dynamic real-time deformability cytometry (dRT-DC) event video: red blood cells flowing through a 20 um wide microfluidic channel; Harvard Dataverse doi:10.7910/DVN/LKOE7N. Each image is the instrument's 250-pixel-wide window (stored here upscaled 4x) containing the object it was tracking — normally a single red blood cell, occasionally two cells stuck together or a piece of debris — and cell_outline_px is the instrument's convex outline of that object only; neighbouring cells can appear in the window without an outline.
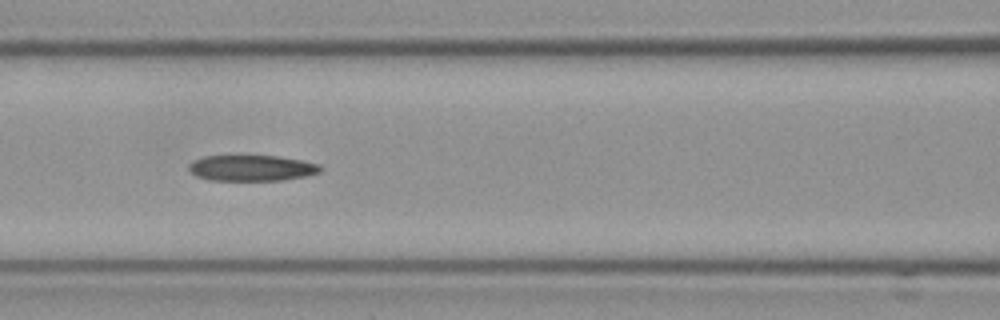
{"species": "Egyptian fruit bat (a non-hibernating species)", "species_latin": "Rousettus aegyptiacus", "temperature_condition": "cold", "stored_images_in_passage": 9, "camera_frame_rate_fps": 3000, "um_per_image_px": 0.085, "frame": {"image": 1, "passage_image": 6, "time_ms": 1.667, "image_size_px": [1000, 320], "cell_outline_px": [[324, 168], [320, 172], [304, 176], [280, 180], [208, 180], [196, 176], [188, 168], [188, 164], [192, 160], [204, 156], [276, 156], [300, 160], [320, 164]], "centroid_in_image_um": [21.37, 14.28], "position_along_channel_um": 145.2, "area_um2": 19.77}}
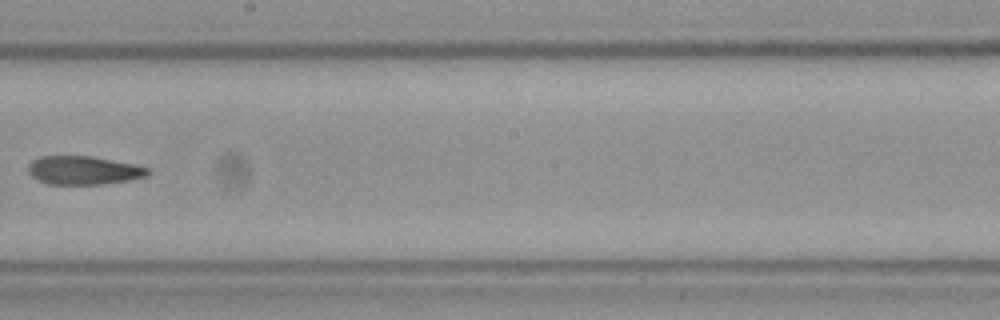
{"frame": {"image": 2, "passage_image": 8, "time_ms": 2.333, "image_size_px": [1000, 320], "cell_outline_px": [[148, 172], [144, 176], [128, 180], [100, 184], [48, 184], [32, 176], [28, 172], [28, 164], [32, 160], [40, 156], [92, 156], [132, 164], [148, 168]], "centroid_in_image_um": [7.03, 14.47], "position_along_channel_um": 241.2, "area_um2": 19.54}}
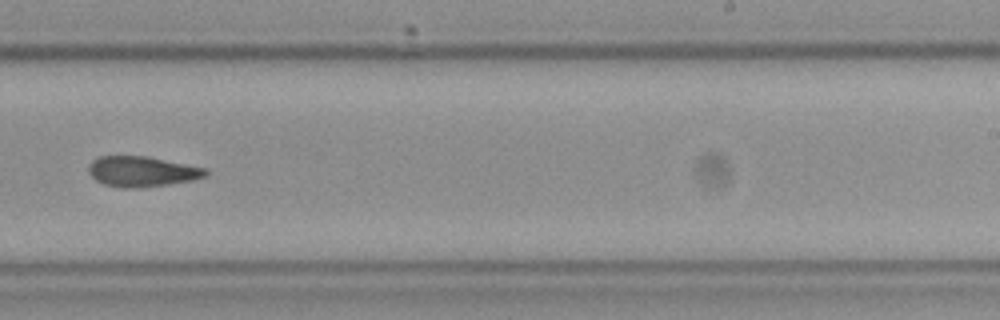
{"frame": {"image": 3, "passage_image": 9, "time_ms": 2.667, "image_size_px": [1000, 320], "cell_outline_px": [[208, 172], [204, 176], [192, 180], [168, 184], [136, 188], [124, 188], [104, 184], [96, 180], [88, 172], [88, 164], [92, 160], [100, 156], [148, 156], [204, 168]], "centroid_in_image_um": [12.01, 14.57], "position_along_channel_um": 277.0, "area_um2": 20.52}}